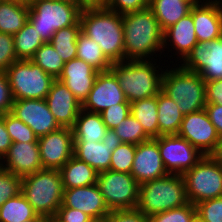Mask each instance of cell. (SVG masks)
<instances>
[{"label":"cell","instance_id":"1","mask_svg":"<svg viewBox=\"0 0 222 222\" xmlns=\"http://www.w3.org/2000/svg\"><path fill=\"white\" fill-rule=\"evenodd\" d=\"M81 32L99 44L112 62L125 61L122 15L104 5L87 6L80 15Z\"/></svg>","mask_w":222,"mask_h":222},{"label":"cell","instance_id":"2","mask_svg":"<svg viewBox=\"0 0 222 222\" xmlns=\"http://www.w3.org/2000/svg\"><path fill=\"white\" fill-rule=\"evenodd\" d=\"M122 24L125 60H153L159 51L162 55L164 31L149 7L122 15Z\"/></svg>","mask_w":222,"mask_h":222},{"label":"cell","instance_id":"3","mask_svg":"<svg viewBox=\"0 0 222 222\" xmlns=\"http://www.w3.org/2000/svg\"><path fill=\"white\" fill-rule=\"evenodd\" d=\"M157 60H125L111 65L110 71L117 78L128 102L154 97L162 90L165 69L162 65L160 68V64L156 65Z\"/></svg>","mask_w":222,"mask_h":222},{"label":"cell","instance_id":"4","mask_svg":"<svg viewBox=\"0 0 222 222\" xmlns=\"http://www.w3.org/2000/svg\"><path fill=\"white\" fill-rule=\"evenodd\" d=\"M188 203L183 175L168 174L139 186L137 209L148 218Z\"/></svg>","mask_w":222,"mask_h":222},{"label":"cell","instance_id":"5","mask_svg":"<svg viewBox=\"0 0 222 222\" xmlns=\"http://www.w3.org/2000/svg\"><path fill=\"white\" fill-rule=\"evenodd\" d=\"M167 67L169 69H165L162 78V91L178 105L179 110L186 115L205 109V80L198 73L189 71L180 64H174V68L168 65Z\"/></svg>","mask_w":222,"mask_h":222},{"label":"cell","instance_id":"6","mask_svg":"<svg viewBox=\"0 0 222 222\" xmlns=\"http://www.w3.org/2000/svg\"><path fill=\"white\" fill-rule=\"evenodd\" d=\"M21 194L41 217L55 216L64 188L58 169H42L22 178Z\"/></svg>","mask_w":222,"mask_h":222},{"label":"cell","instance_id":"7","mask_svg":"<svg viewBox=\"0 0 222 222\" xmlns=\"http://www.w3.org/2000/svg\"><path fill=\"white\" fill-rule=\"evenodd\" d=\"M28 20L45 42L61 28L76 25L82 8L61 0H29Z\"/></svg>","mask_w":222,"mask_h":222},{"label":"cell","instance_id":"8","mask_svg":"<svg viewBox=\"0 0 222 222\" xmlns=\"http://www.w3.org/2000/svg\"><path fill=\"white\" fill-rule=\"evenodd\" d=\"M5 73L14 100L46 99L55 80L31 60H18Z\"/></svg>","mask_w":222,"mask_h":222},{"label":"cell","instance_id":"9","mask_svg":"<svg viewBox=\"0 0 222 222\" xmlns=\"http://www.w3.org/2000/svg\"><path fill=\"white\" fill-rule=\"evenodd\" d=\"M188 201L194 205L222 196V163L210 155L183 174Z\"/></svg>","mask_w":222,"mask_h":222},{"label":"cell","instance_id":"10","mask_svg":"<svg viewBox=\"0 0 222 222\" xmlns=\"http://www.w3.org/2000/svg\"><path fill=\"white\" fill-rule=\"evenodd\" d=\"M96 184L110 211L137 208L140 184L130 173L99 172Z\"/></svg>","mask_w":222,"mask_h":222},{"label":"cell","instance_id":"11","mask_svg":"<svg viewBox=\"0 0 222 222\" xmlns=\"http://www.w3.org/2000/svg\"><path fill=\"white\" fill-rule=\"evenodd\" d=\"M158 148L169 174L183 175L203 157L192 144L178 134L159 136Z\"/></svg>","mask_w":222,"mask_h":222},{"label":"cell","instance_id":"12","mask_svg":"<svg viewBox=\"0 0 222 222\" xmlns=\"http://www.w3.org/2000/svg\"><path fill=\"white\" fill-rule=\"evenodd\" d=\"M180 65L198 73L205 81L222 79V37L198 42Z\"/></svg>","mask_w":222,"mask_h":222},{"label":"cell","instance_id":"13","mask_svg":"<svg viewBox=\"0 0 222 222\" xmlns=\"http://www.w3.org/2000/svg\"><path fill=\"white\" fill-rule=\"evenodd\" d=\"M178 135L192 144L203 156L210 155L219 140L216 128L205 109L184 115Z\"/></svg>","mask_w":222,"mask_h":222},{"label":"cell","instance_id":"14","mask_svg":"<svg viewBox=\"0 0 222 222\" xmlns=\"http://www.w3.org/2000/svg\"><path fill=\"white\" fill-rule=\"evenodd\" d=\"M43 169H60L73 156L74 137L72 128L60 127L38 138Z\"/></svg>","mask_w":222,"mask_h":222},{"label":"cell","instance_id":"15","mask_svg":"<svg viewBox=\"0 0 222 222\" xmlns=\"http://www.w3.org/2000/svg\"><path fill=\"white\" fill-rule=\"evenodd\" d=\"M11 113L28 125L38 138L61 127L45 99L14 100Z\"/></svg>","mask_w":222,"mask_h":222},{"label":"cell","instance_id":"16","mask_svg":"<svg viewBox=\"0 0 222 222\" xmlns=\"http://www.w3.org/2000/svg\"><path fill=\"white\" fill-rule=\"evenodd\" d=\"M119 103L130 102L126 100L117 78L109 70L99 72L93 88L82 103V109L100 114L105 109Z\"/></svg>","mask_w":222,"mask_h":222},{"label":"cell","instance_id":"17","mask_svg":"<svg viewBox=\"0 0 222 222\" xmlns=\"http://www.w3.org/2000/svg\"><path fill=\"white\" fill-rule=\"evenodd\" d=\"M130 174L139 184L169 174L160 155L158 138H152L137 145Z\"/></svg>","mask_w":222,"mask_h":222},{"label":"cell","instance_id":"18","mask_svg":"<svg viewBox=\"0 0 222 222\" xmlns=\"http://www.w3.org/2000/svg\"><path fill=\"white\" fill-rule=\"evenodd\" d=\"M45 100L50 112L61 127L72 128L74 126L82 109V103L63 82L55 79Z\"/></svg>","mask_w":222,"mask_h":222},{"label":"cell","instance_id":"19","mask_svg":"<svg viewBox=\"0 0 222 222\" xmlns=\"http://www.w3.org/2000/svg\"><path fill=\"white\" fill-rule=\"evenodd\" d=\"M0 167L22 178L42 170L38 143H12Z\"/></svg>","mask_w":222,"mask_h":222},{"label":"cell","instance_id":"20","mask_svg":"<svg viewBox=\"0 0 222 222\" xmlns=\"http://www.w3.org/2000/svg\"><path fill=\"white\" fill-rule=\"evenodd\" d=\"M190 13L198 42H208L222 37V0L195 4Z\"/></svg>","mask_w":222,"mask_h":222},{"label":"cell","instance_id":"21","mask_svg":"<svg viewBox=\"0 0 222 222\" xmlns=\"http://www.w3.org/2000/svg\"><path fill=\"white\" fill-rule=\"evenodd\" d=\"M98 74L99 72L88 63L74 58L65 62L58 80L63 82L73 95L83 103L93 88Z\"/></svg>","mask_w":222,"mask_h":222},{"label":"cell","instance_id":"22","mask_svg":"<svg viewBox=\"0 0 222 222\" xmlns=\"http://www.w3.org/2000/svg\"><path fill=\"white\" fill-rule=\"evenodd\" d=\"M62 204L65 207L81 210L92 218L108 216L111 212L97 184L64 189Z\"/></svg>","mask_w":222,"mask_h":222},{"label":"cell","instance_id":"23","mask_svg":"<svg viewBox=\"0 0 222 222\" xmlns=\"http://www.w3.org/2000/svg\"><path fill=\"white\" fill-rule=\"evenodd\" d=\"M197 43L195 26L191 13L181 18L177 23L171 25L163 32V52L165 48L169 49L172 47L176 50L173 55L176 56L179 54L177 58L180 59H175V61L177 60L176 62L179 60L178 63H182Z\"/></svg>","mask_w":222,"mask_h":222},{"label":"cell","instance_id":"24","mask_svg":"<svg viewBox=\"0 0 222 222\" xmlns=\"http://www.w3.org/2000/svg\"><path fill=\"white\" fill-rule=\"evenodd\" d=\"M119 142L111 136L100 142H74L73 156L87 163L98 173L110 170L112 151Z\"/></svg>","mask_w":222,"mask_h":222},{"label":"cell","instance_id":"25","mask_svg":"<svg viewBox=\"0 0 222 222\" xmlns=\"http://www.w3.org/2000/svg\"><path fill=\"white\" fill-rule=\"evenodd\" d=\"M74 142H100L111 136L101 114L81 109L72 127Z\"/></svg>","mask_w":222,"mask_h":222},{"label":"cell","instance_id":"26","mask_svg":"<svg viewBox=\"0 0 222 222\" xmlns=\"http://www.w3.org/2000/svg\"><path fill=\"white\" fill-rule=\"evenodd\" d=\"M59 171L64 189L94 185L99 174L90 165L74 156Z\"/></svg>","mask_w":222,"mask_h":222},{"label":"cell","instance_id":"27","mask_svg":"<svg viewBox=\"0 0 222 222\" xmlns=\"http://www.w3.org/2000/svg\"><path fill=\"white\" fill-rule=\"evenodd\" d=\"M194 5L189 0H151L148 3L163 31L188 15Z\"/></svg>","mask_w":222,"mask_h":222},{"label":"cell","instance_id":"28","mask_svg":"<svg viewBox=\"0 0 222 222\" xmlns=\"http://www.w3.org/2000/svg\"><path fill=\"white\" fill-rule=\"evenodd\" d=\"M29 2L0 0V32L14 35L28 21Z\"/></svg>","mask_w":222,"mask_h":222},{"label":"cell","instance_id":"29","mask_svg":"<svg viewBox=\"0 0 222 222\" xmlns=\"http://www.w3.org/2000/svg\"><path fill=\"white\" fill-rule=\"evenodd\" d=\"M159 136L178 134L184 114L162 90L157 94Z\"/></svg>","mask_w":222,"mask_h":222},{"label":"cell","instance_id":"30","mask_svg":"<svg viewBox=\"0 0 222 222\" xmlns=\"http://www.w3.org/2000/svg\"><path fill=\"white\" fill-rule=\"evenodd\" d=\"M131 114L143 126L145 133L152 139L159 137L157 95L130 103Z\"/></svg>","mask_w":222,"mask_h":222},{"label":"cell","instance_id":"31","mask_svg":"<svg viewBox=\"0 0 222 222\" xmlns=\"http://www.w3.org/2000/svg\"><path fill=\"white\" fill-rule=\"evenodd\" d=\"M76 58L88 63L98 72H107L113 64L103 53L98 43L80 32L77 36Z\"/></svg>","mask_w":222,"mask_h":222},{"label":"cell","instance_id":"32","mask_svg":"<svg viewBox=\"0 0 222 222\" xmlns=\"http://www.w3.org/2000/svg\"><path fill=\"white\" fill-rule=\"evenodd\" d=\"M13 36L14 48L18 60H30L36 50L45 43L29 20Z\"/></svg>","mask_w":222,"mask_h":222},{"label":"cell","instance_id":"33","mask_svg":"<svg viewBox=\"0 0 222 222\" xmlns=\"http://www.w3.org/2000/svg\"><path fill=\"white\" fill-rule=\"evenodd\" d=\"M39 217L32 205L21 193L8 199L0 207V222H22L38 219Z\"/></svg>","mask_w":222,"mask_h":222},{"label":"cell","instance_id":"34","mask_svg":"<svg viewBox=\"0 0 222 222\" xmlns=\"http://www.w3.org/2000/svg\"><path fill=\"white\" fill-rule=\"evenodd\" d=\"M80 32L81 24L79 21L76 25L57 30L49 41L64 62L76 58L77 36Z\"/></svg>","mask_w":222,"mask_h":222},{"label":"cell","instance_id":"35","mask_svg":"<svg viewBox=\"0 0 222 222\" xmlns=\"http://www.w3.org/2000/svg\"><path fill=\"white\" fill-rule=\"evenodd\" d=\"M30 60L54 79L59 78L65 64L50 42L43 43Z\"/></svg>","mask_w":222,"mask_h":222},{"label":"cell","instance_id":"36","mask_svg":"<svg viewBox=\"0 0 222 222\" xmlns=\"http://www.w3.org/2000/svg\"><path fill=\"white\" fill-rule=\"evenodd\" d=\"M111 137L119 143H131L135 145L151 139L145 133L143 126L132 114L111 131Z\"/></svg>","mask_w":222,"mask_h":222},{"label":"cell","instance_id":"37","mask_svg":"<svg viewBox=\"0 0 222 222\" xmlns=\"http://www.w3.org/2000/svg\"><path fill=\"white\" fill-rule=\"evenodd\" d=\"M4 123L13 143H38L33 130L11 112L4 114Z\"/></svg>","mask_w":222,"mask_h":222},{"label":"cell","instance_id":"38","mask_svg":"<svg viewBox=\"0 0 222 222\" xmlns=\"http://www.w3.org/2000/svg\"><path fill=\"white\" fill-rule=\"evenodd\" d=\"M137 145L131 143H118L112 151L110 170L114 172L131 173Z\"/></svg>","mask_w":222,"mask_h":222},{"label":"cell","instance_id":"39","mask_svg":"<svg viewBox=\"0 0 222 222\" xmlns=\"http://www.w3.org/2000/svg\"><path fill=\"white\" fill-rule=\"evenodd\" d=\"M196 216V206L189 202L182 207L152 215L148 219L149 222H192Z\"/></svg>","mask_w":222,"mask_h":222},{"label":"cell","instance_id":"40","mask_svg":"<svg viewBox=\"0 0 222 222\" xmlns=\"http://www.w3.org/2000/svg\"><path fill=\"white\" fill-rule=\"evenodd\" d=\"M22 177L0 167V207L21 193Z\"/></svg>","mask_w":222,"mask_h":222},{"label":"cell","instance_id":"41","mask_svg":"<svg viewBox=\"0 0 222 222\" xmlns=\"http://www.w3.org/2000/svg\"><path fill=\"white\" fill-rule=\"evenodd\" d=\"M195 206L197 216L203 222H222V196L201 201Z\"/></svg>","mask_w":222,"mask_h":222},{"label":"cell","instance_id":"42","mask_svg":"<svg viewBox=\"0 0 222 222\" xmlns=\"http://www.w3.org/2000/svg\"><path fill=\"white\" fill-rule=\"evenodd\" d=\"M100 114L102 116L103 123L111 132L131 114V105L130 103L112 105Z\"/></svg>","mask_w":222,"mask_h":222},{"label":"cell","instance_id":"43","mask_svg":"<svg viewBox=\"0 0 222 222\" xmlns=\"http://www.w3.org/2000/svg\"><path fill=\"white\" fill-rule=\"evenodd\" d=\"M18 61L14 48V36L0 32V73L6 72L8 67Z\"/></svg>","mask_w":222,"mask_h":222},{"label":"cell","instance_id":"44","mask_svg":"<svg viewBox=\"0 0 222 222\" xmlns=\"http://www.w3.org/2000/svg\"><path fill=\"white\" fill-rule=\"evenodd\" d=\"M104 6L109 10L124 15L145 9L148 7V3L145 0H107Z\"/></svg>","mask_w":222,"mask_h":222},{"label":"cell","instance_id":"45","mask_svg":"<svg viewBox=\"0 0 222 222\" xmlns=\"http://www.w3.org/2000/svg\"><path fill=\"white\" fill-rule=\"evenodd\" d=\"M110 222H149L148 217L137 208L112 210L109 214Z\"/></svg>","mask_w":222,"mask_h":222},{"label":"cell","instance_id":"46","mask_svg":"<svg viewBox=\"0 0 222 222\" xmlns=\"http://www.w3.org/2000/svg\"><path fill=\"white\" fill-rule=\"evenodd\" d=\"M13 101L7 74L0 73V115L11 112Z\"/></svg>","mask_w":222,"mask_h":222},{"label":"cell","instance_id":"47","mask_svg":"<svg viewBox=\"0 0 222 222\" xmlns=\"http://www.w3.org/2000/svg\"><path fill=\"white\" fill-rule=\"evenodd\" d=\"M55 217L61 222H89L92 219L81 210L65 207L63 204L57 210Z\"/></svg>","mask_w":222,"mask_h":222},{"label":"cell","instance_id":"48","mask_svg":"<svg viewBox=\"0 0 222 222\" xmlns=\"http://www.w3.org/2000/svg\"><path fill=\"white\" fill-rule=\"evenodd\" d=\"M205 82L207 103L222 104V79Z\"/></svg>","mask_w":222,"mask_h":222},{"label":"cell","instance_id":"49","mask_svg":"<svg viewBox=\"0 0 222 222\" xmlns=\"http://www.w3.org/2000/svg\"><path fill=\"white\" fill-rule=\"evenodd\" d=\"M205 110L218 135L222 136V104L207 103Z\"/></svg>","mask_w":222,"mask_h":222},{"label":"cell","instance_id":"50","mask_svg":"<svg viewBox=\"0 0 222 222\" xmlns=\"http://www.w3.org/2000/svg\"><path fill=\"white\" fill-rule=\"evenodd\" d=\"M12 140L7 132L5 123H4V114L0 115V161L7 154L9 148L12 145Z\"/></svg>","mask_w":222,"mask_h":222},{"label":"cell","instance_id":"51","mask_svg":"<svg viewBox=\"0 0 222 222\" xmlns=\"http://www.w3.org/2000/svg\"><path fill=\"white\" fill-rule=\"evenodd\" d=\"M210 156L216 161L222 163V136H219L216 147L214 151L210 154Z\"/></svg>","mask_w":222,"mask_h":222},{"label":"cell","instance_id":"52","mask_svg":"<svg viewBox=\"0 0 222 222\" xmlns=\"http://www.w3.org/2000/svg\"><path fill=\"white\" fill-rule=\"evenodd\" d=\"M107 0H81V8L84 9L87 6L104 5Z\"/></svg>","mask_w":222,"mask_h":222},{"label":"cell","instance_id":"53","mask_svg":"<svg viewBox=\"0 0 222 222\" xmlns=\"http://www.w3.org/2000/svg\"><path fill=\"white\" fill-rule=\"evenodd\" d=\"M89 222H110L109 215L98 218H92Z\"/></svg>","mask_w":222,"mask_h":222},{"label":"cell","instance_id":"54","mask_svg":"<svg viewBox=\"0 0 222 222\" xmlns=\"http://www.w3.org/2000/svg\"><path fill=\"white\" fill-rule=\"evenodd\" d=\"M46 218L45 217H39L38 219H33V220H28V221H22V222H45Z\"/></svg>","mask_w":222,"mask_h":222},{"label":"cell","instance_id":"55","mask_svg":"<svg viewBox=\"0 0 222 222\" xmlns=\"http://www.w3.org/2000/svg\"><path fill=\"white\" fill-rule=\"evenodd\" d=\"M61 1H66L81 7V0H61Z\"/></svg>","mask_w":222,"mask_h":222},{"label":"cell","instance_id":"56","mask_svg":"<svg viewBox=\"0 0 222 222\" xmlns=\"http://www.w3.org/2000/svg\"><path fill=\"white\" fill-rule=\"evenodd\" d=\"M45 222H61L55 216L47 217Z\"/></svg>","mask_w":222,"mask_h":222},{"label":"cell","instance_id":"57","mask_svg":"<svg viewBox=\"0 0 222 222\" xmlns=\"http://www.w3.org/2000/svg\"><path fill=\"white\" fill-rule=\"evenodd\" d=\"M191 1L193 4H204V3H207V2H210L211 0H189ZM205 1V2H204Z\"/></svg>","mask_w":222,"mask_h":222},{"label":"cell","instance_id":"58","mask_svg":"<svg viewBox=\"0 0 222 222\" xmlns=\"http://www.w3.org/2000/svg\"><path fill=\"white\" fill-rule=\"evenodd\" d=\"M192 222H203L198 216H196Z\"/></svg>","mask_w":222,"mask_h":222}]
</instances>
